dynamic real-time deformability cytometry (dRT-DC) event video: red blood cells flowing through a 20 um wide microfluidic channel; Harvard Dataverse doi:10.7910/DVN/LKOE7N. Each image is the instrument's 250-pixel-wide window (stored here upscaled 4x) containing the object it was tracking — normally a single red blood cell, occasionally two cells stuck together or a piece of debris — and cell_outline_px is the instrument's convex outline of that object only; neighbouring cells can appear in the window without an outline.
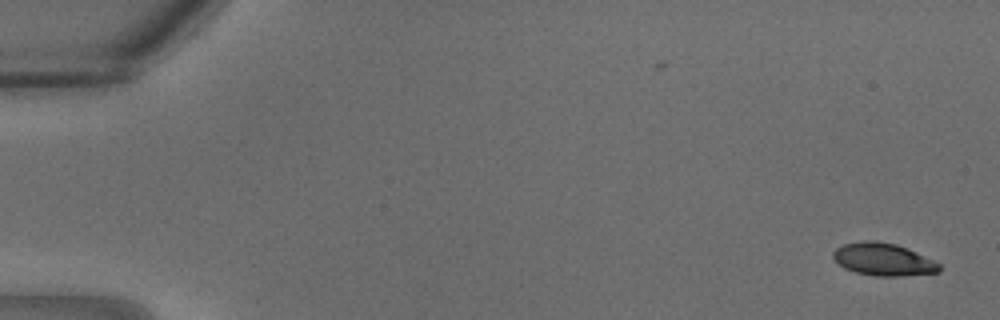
{"species": "common noctule bat (a hibernating species)", "species_latin": "Nyctalus noctula", "temperature_condition": "warm", "stored_images_in_passage": 12, "camera_frame_rate_fps": 3000, "um_per_image_px": 0.085, "animal": {"sex": "male", "body_mass_g": 18.8}, "frame": {"image": 1, "passage_image": 1, "time_ms": 0.0, "image_size_px": [1000, 320], "cell_outline_px": [[940, 272], [900, 276], [876, 276], [856, 272], [844, 268], [832, 256], [832, 252], [836, 248], [844, 244], [860, 240], [876, 240], [896, 244], [932, 260], [940, 264]], "centroid_in_image_um": [75.04, 22.04], "position_along_channel_um": 10.0, "area_um2": 19.94}}
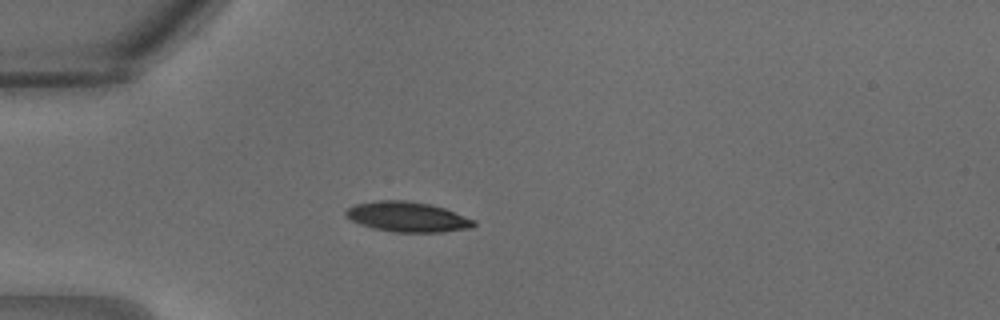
{"frame": {"image": 2, "passage_image": 9, "time_ms": 2.667, "image_size_px": [1000, 320], "cell_outline_px": [[476, 224], [472, 228], [444, 232], [392, 232], [372, 228], [360, 224], [344, 216], [344, 212], [348, 208], [356, 204], [376, 200], [404, 200], [428, 204], [444, 208], [476, 220]], "centroid_in_image_um": [34.63, 18.44], "position_along_channel_um": 50.4, "area_um2": 22.54}}
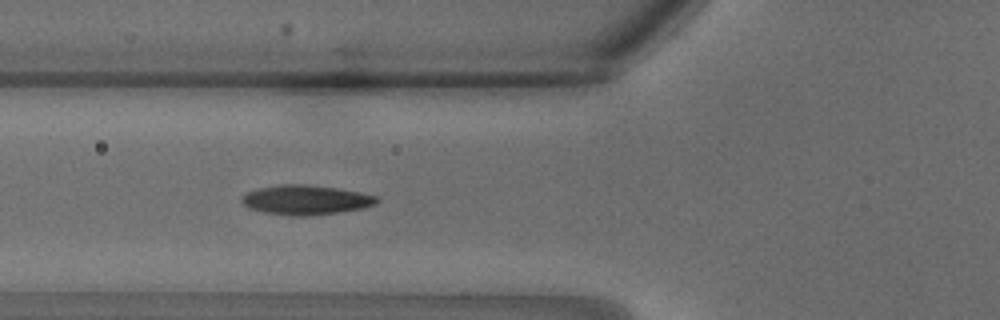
{"frame": {"image": 3, "passage_image": 12, "time_ms": 3.667, "image_size_px": [1000, 320], "cell_outline_px": [[380, 200], [376, 204], [360, 208], [336, 212], [304, 216], [292, 216], [264, 212], [248, 208], [240, 200], [240, 196], [248, 192], [260, 188], [280, 184], [308, 184], [340, 188], [360, 192], [376, 196]], "centroid_in_image_um": [25.97, 16.98], "position_along_channel_um": 99.8, "area_um2": 23.24}}